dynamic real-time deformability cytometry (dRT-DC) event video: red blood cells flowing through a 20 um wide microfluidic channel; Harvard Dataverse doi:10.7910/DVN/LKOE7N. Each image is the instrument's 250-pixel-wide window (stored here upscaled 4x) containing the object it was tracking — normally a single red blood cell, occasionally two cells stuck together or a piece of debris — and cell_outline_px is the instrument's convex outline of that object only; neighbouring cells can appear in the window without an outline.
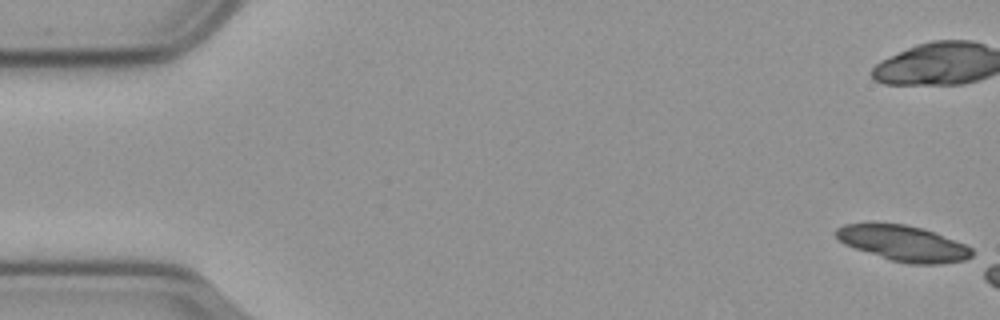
{"species": "common noctule bat (a hibernating species)", "species_latin": "Nyctalus noctula", "temperature_condition": "cold", "stored_images_in_passage": 11, "camera_frame_rate_fps": 3000, "um_per_image_px": 0.085, "animal": {"sex": "male", "body_mass_g": 23.1, "forearm_length_mm": 52.7}, "frame": {"image": 1, "passage_image": 1, "time_ms": 0.0, "image_size_px": [1000, 320], "cell_outline_px": [[972, 256], [964, 260], [940, 264], [912, 264], [892, 260], [844, 244], [836, 236], [836, 228], [844, 224], [904, 224], [920, 228], [932, 232], [964, 244], [972, 248]], "centroid_in_image_um": [76.79, 20.69], "position_along_channel_um": 8.2, "area_um2": 27.4}}